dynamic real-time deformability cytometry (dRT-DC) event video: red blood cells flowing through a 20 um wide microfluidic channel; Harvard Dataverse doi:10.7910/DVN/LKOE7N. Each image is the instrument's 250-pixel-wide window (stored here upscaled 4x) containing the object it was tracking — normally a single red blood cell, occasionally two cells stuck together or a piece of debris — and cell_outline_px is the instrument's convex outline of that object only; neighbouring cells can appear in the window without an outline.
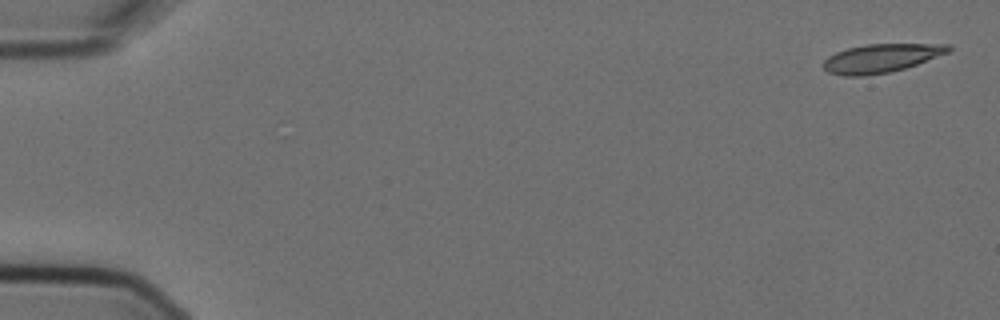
{"species": "Egyptian fruit bat (a non-hibernating species)", "species_latin": "Rousettus aegyptiacus", "temperature_condition": "cold", "stored_images_in_passage": 7, "camera_frame_rate_fps": 3000, "um_per_image_px": 0.085, "animal": {"sex": "female"}, "frame": {"image": 1, "passage_image": 1, "time_ms": 0.0, "image_size_px": [1000, 320], "cell_outline_px": [[952, 48], [948, 52], [916, 64], [904, 68], [888, 72], [860, 76], [844, 76], [828, 72], [824, 68], [824, 60], [828, 56], [836, 52], [848, 48], [868, 44], [948, 44]], "centroid_in_image_um": [74.87, 4.94], "position_along_channel_um": 10.1, "area_um2": 20.46}}
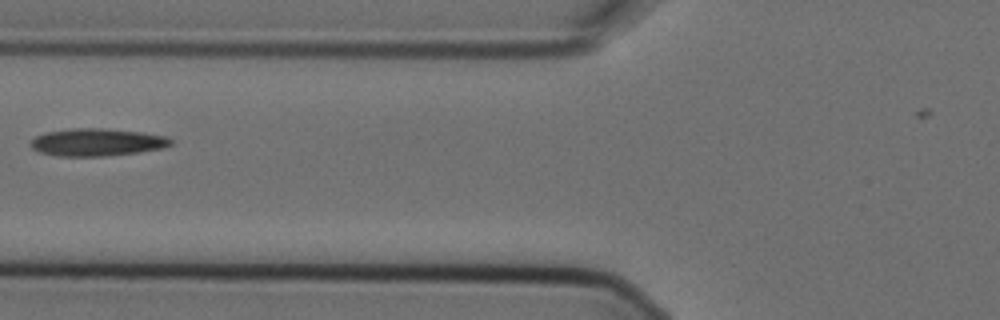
{"frame": {"image": 2, "passage_image": 6, "time_ms": 1.667, "image_size_px": [1000, 320], "cell_outline_px": [[172, 144], [164, 148], [140, 152], [108, 156], [56, 156], [40, 152], [32, 148], [32, 140], [36, 136], [48, 132], [72, 128], [100, 128], [140, 132], [168, 136], [172, 140]], "centroid_in_image_um": [8.29, 12.1], "position_along_channel_um": 117.5, "area_um2": 22.43}}
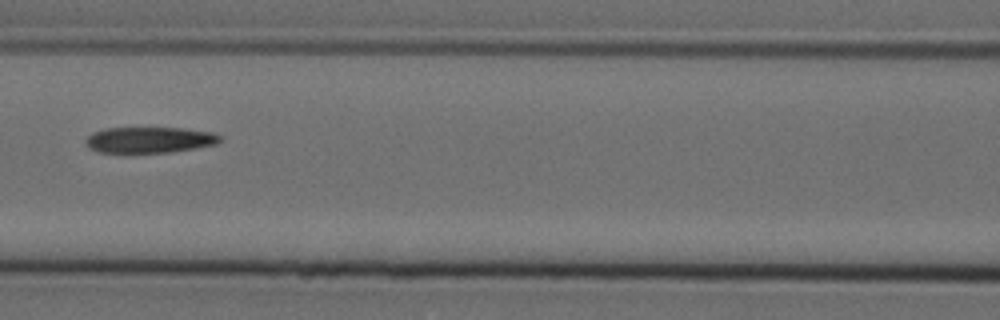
{"frame": {"image": 3, "passage_image": 7, "time_ms": 2.0, "image_size_px": [1000, 320], "cell_outline_px": [[224, 136], [216, 144], [196, 148], [168, 152], [100, 152], [88, 148], [84, 144], [84, 140], [92, 132], [104, 128], [180, 128], [212, 132]], "centroid_in_image_um": [12.68, 11.88], "position_along_channel_um": 153.9, "area_um2": 20.35}}